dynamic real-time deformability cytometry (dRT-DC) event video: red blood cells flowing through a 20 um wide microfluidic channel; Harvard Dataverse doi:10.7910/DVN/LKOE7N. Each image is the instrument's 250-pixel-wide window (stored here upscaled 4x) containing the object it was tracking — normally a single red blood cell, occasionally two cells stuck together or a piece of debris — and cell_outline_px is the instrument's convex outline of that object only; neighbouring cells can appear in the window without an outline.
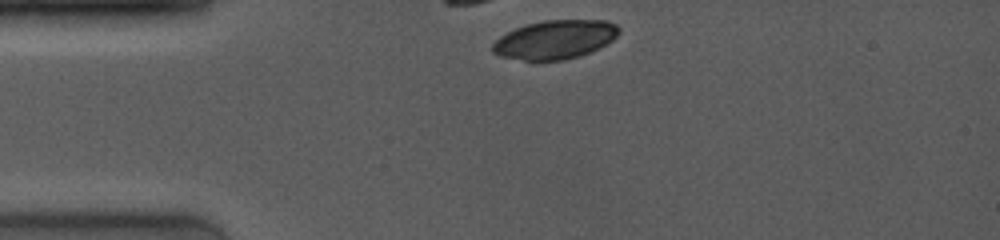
{"species": "common noctule bat (a hibernating species)", "species_latin": "Nyctalus noctula", "temperature_condition": "room temperature", "stored_images_in_passage": 1, "camera_frame_rate_fps": 4000, "um_per_image_px": 0.085, "animal": {"sex": "female", "body_mass_g": 19.0, "forearm_length_mm": 53.3}, "frame": {"image": 1, "passage_image": 1, "time_ms": 0.0, "image_size_px": [1000, 240], "cell_outline_px": [[620, 32], [612, 40], [600, 48], [580, 56], [564, 60], [536, 64], [500, 56], [492, 52], [492, 44], [500, 36], [516, 28], [528, 24], [544, 20], [608, 20], [616, 24], [620, 28]], "centroid_in_image_um": [47.16, 3.41], "position_along_channel_um": 37.8, "area_um2": 29.3}}